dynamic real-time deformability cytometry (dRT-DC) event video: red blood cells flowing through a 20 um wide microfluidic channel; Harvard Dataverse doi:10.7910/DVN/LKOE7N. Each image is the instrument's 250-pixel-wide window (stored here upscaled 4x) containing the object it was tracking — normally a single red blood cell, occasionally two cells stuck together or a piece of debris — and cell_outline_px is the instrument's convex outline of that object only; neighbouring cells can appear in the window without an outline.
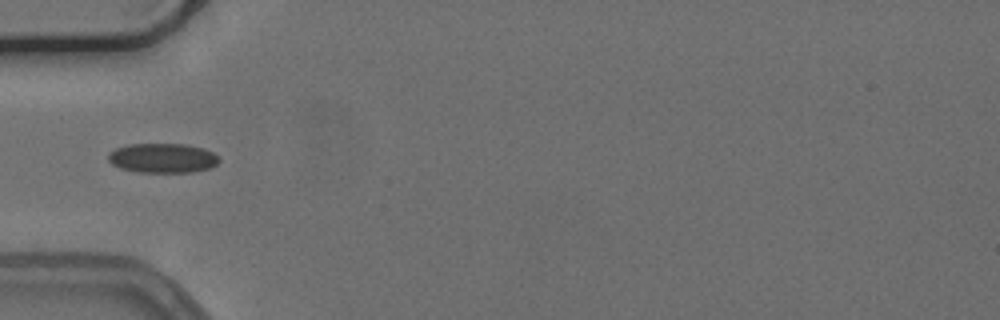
{"species": "common noctule bat (a hibernating species)", "species_latin": "Nyctalus noctula", "temperature_condition": "cold", "stored_images_in_passage": 23, "camera_frame_rate_fps": 3000, "um_per_image_px": 0.085, "animal": {"sex": "female", "body_mass_g": 24.6, "forearm_length_mm": 56.2}, "frame": {"image": 1, "passage_image": 1, "time_ms": 0.0, "image_size_px": [1000, 320], "cell_outline_px": [[220, 160], [212, 168], [192, 172], [136, 172], [120, 168], [112, 164], [108, 160], [108, 152], [116, 148], [128, 144], [188, 144], [204, 148], [220, 156]], "centroid_in_image_um": [13.84, 13.43], "position_along_channel_um": 71.2, "area_um2": 19.36}}
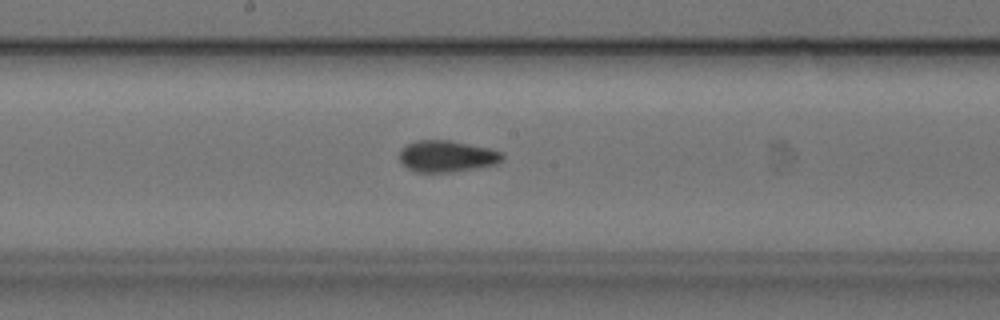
{"frame": {"image": 2, "passage_image": 12, "time_ms": 3.667, "image_size_px": [1000, 320], "cell_outline_px": [[504, 160], [496, 164], [452, 172], [416, 172], [400, 164], [400, 152], [408, 144], [416, 140], [448, 140], [492, 148], [504, 152]], "centroid_in_image_um": [38.02, 13.28], "position_along_channel_um": 210.2, "area_um2": 19.02}}